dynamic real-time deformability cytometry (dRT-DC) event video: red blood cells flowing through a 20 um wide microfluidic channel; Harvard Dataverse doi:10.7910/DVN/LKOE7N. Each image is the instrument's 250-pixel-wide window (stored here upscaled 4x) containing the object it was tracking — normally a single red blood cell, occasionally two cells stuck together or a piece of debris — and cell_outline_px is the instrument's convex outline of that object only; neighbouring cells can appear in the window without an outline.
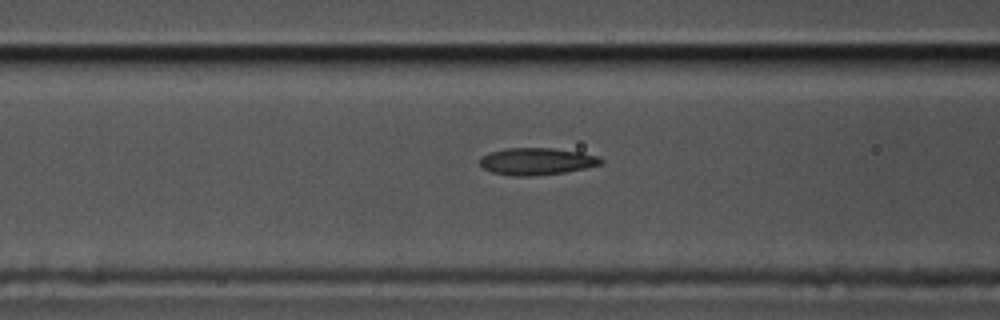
{"species": "common noctule bat (a hibernating species)", "species_latin": "Nyctalus noctula", "temperature_condition": "cold", "stored_images_in_passage": 38, "camera_frame_rate_fps": 3000, "um_per_image_px": 0.085, "animal": {"sex": "male", "body_mass_g": 17.5, "forearm_length_mm": 52.3}, "frame": {"image": 1, "passage_image": 14, "time_ms": 4.333, "image_size_px": [1000, 320], "cell_outline_px": [[604, 164], [564, 172], [532, 176], [512, 176], [492, 172], [484, 168], [480, 164], [480, 156], [488, 152], [504, 148], [552, 148], [580, 152], [600, 156], [604, 160]], "centroid_in_image_um": [45.62, 13.71], "position_along_channel_um": 121.0, "area_um2": 19.25}}
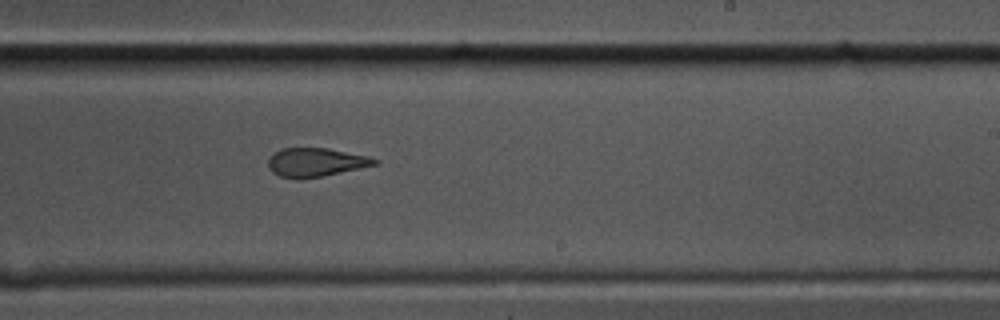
{"frame": {"image": 2, "passage_image": 26, "time_ms": 8.333, "image_size_px": [1000, 320], "cell_outline_px": [[380, 164], [320, 176], [280, 176], [272, 172], [268, 168], [268, 160], [280, 148], [328, 148], [368, 156], [380, 160]], "centroid_in_image_um": [26.9, 13.75], "position_along_channel_um": 262.1, "area_um2": 17.22}}
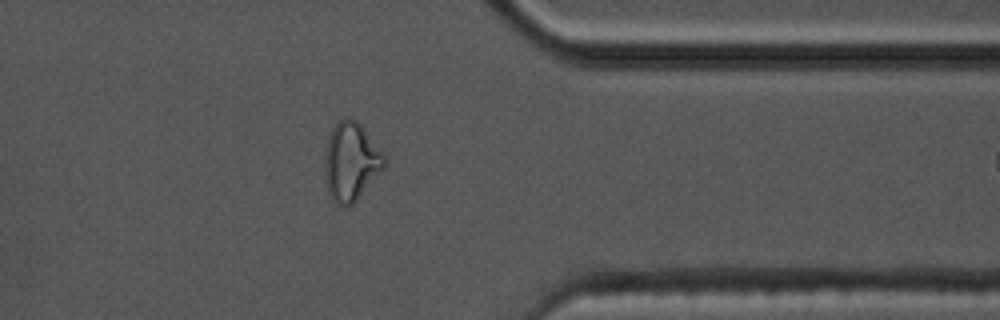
{"frame": {"image": 3, "passage_image": 37, "time_ms": 12.0, "image_size_px": [1000, 320], "cell_outline_px": [[388, 160], [384, 168], [356, 200], [352, 204], [344, 208], [332, 200], [328, 192], [324, 172], [324, 152], [328, 136], [332, 128], [344, 116], [348, 116], [356, 120], [360, 124], [384, 152]], "centroid_in_image_um": [29.83, 13.72], "position_along_channel_um": 381.6, "area_um2": 27.63}}